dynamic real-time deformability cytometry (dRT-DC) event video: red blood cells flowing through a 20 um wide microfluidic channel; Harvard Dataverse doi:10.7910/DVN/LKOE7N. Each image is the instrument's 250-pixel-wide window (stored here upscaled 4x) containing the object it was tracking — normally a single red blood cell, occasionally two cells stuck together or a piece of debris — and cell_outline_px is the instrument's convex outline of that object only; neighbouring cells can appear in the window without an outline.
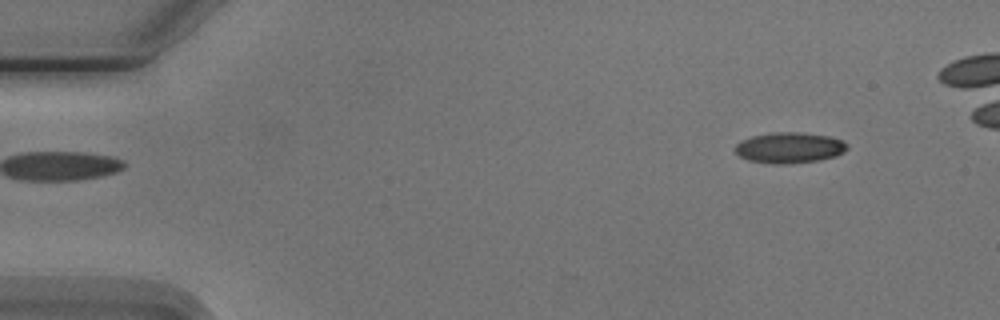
{"species": "Egyptian fruit bat (a non-hibernating species)", "species_latin": "Rousettus aegyptiacus", "temperature_condition": "cold", "stored_images_in_passage": 5, "camera_frame_rate_fps": 3000, "um_per_image_px": 0.085, "animal": {"sex": "male"}, "frame": {"image": 1, "passage_image": 1, "time_ms": 0.0, "image_size_px": [1000, 320], "cell_outline_px": [[848, 148], [844, 152], [836, 156], [820, 160], [788, 164], [776, 164], [748, 160], [740, 156], [736, 152], [736, 144], [740, 140], [752, 136], [772, 132], [800, 132], [828, 136], [840, 140], [848, 144]], "centroid_in_image_um": [67.11, 12.55], "position_along_channel_um": 17.9, "area_um2": 20.11}}
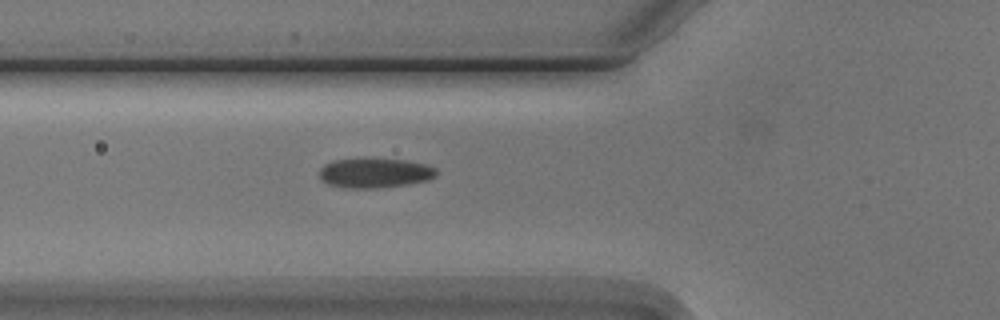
{"frame": {"image": 2, "passage_image": 5, "time_ms": 4.667, "image_size_px": [1000, 320], "cell_outline_px": [[440, 172], [436, 176], [428, 180], [408, 184], [380, 188], [344, 188], [328, 184], [320, 180], [320, 168], [324, 164], [332, 160], [364, 156], [408, 160], [428, 164], [436, 168]], "centroid_in_image_um": [31.87, 14.66], "position_along_channel_um": 93.9, "area_um2": 21.33}}